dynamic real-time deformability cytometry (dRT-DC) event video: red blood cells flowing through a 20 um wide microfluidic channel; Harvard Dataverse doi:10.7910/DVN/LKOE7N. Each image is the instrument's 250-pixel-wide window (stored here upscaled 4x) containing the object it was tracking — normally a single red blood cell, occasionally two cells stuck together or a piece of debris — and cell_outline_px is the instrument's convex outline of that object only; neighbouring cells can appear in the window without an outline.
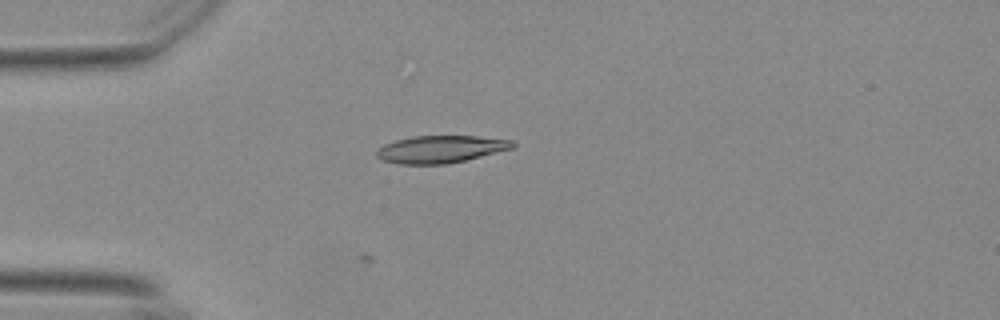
{"species": "Egyptian fruit bat (a non-hibernating species)", "species_latin": "Rousettus aegyptiacus", "temperature_condition": "warm", "stored_images_in_passage": 2, "camera_frame_rate_fps": 3000, "um_per_image_px": 0.085, "animal": {"sex": "female"}, "frame": {"image": 1, "passage_image": 2, "time_ms": 0.333, "image_size_px": [1000, 320], "cell_outline_px": [[516, 144], [512, 148], [448, 164], [400, 164], [384, 160], [376, 156], [376, 152], [384, 144], [396, 140], [412, 136], [476, 136], [512, 140]], "centroid_in_image_um": [37.44, 12.67], "position_along_channel_um": 47.6, "area_um2": 21.39}}